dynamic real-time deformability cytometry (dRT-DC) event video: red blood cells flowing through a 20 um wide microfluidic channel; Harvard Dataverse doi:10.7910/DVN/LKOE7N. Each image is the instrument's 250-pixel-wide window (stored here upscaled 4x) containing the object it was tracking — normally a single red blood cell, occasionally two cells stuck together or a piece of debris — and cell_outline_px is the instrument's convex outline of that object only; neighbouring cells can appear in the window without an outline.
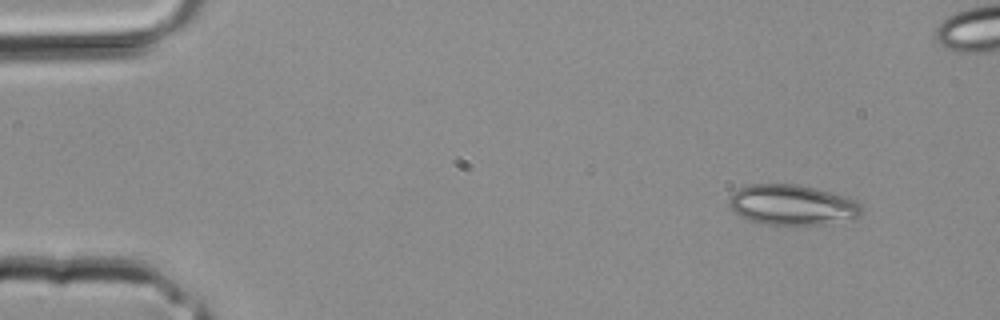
{"species": "common noctule bat (a hibernating species)", "species_latin": "Nyctalus noctula", "temperature_condition": "room temperature", "stored_images_in_passage": 3, "camera_frame_rate_fps": 3000, "um_per_image_px": 0.085, "animal": {"sex": "male", "body_mass_g": 20.4}, "frame": {"image": 1, "passage_image": 1, "time_ms": 0.0, "image_size_px": [1000, 320], "cell_outline_px": [[864, 212], [860, 216], [816, 224], [764, 224], [740, 216], [728, 204], [728, 196], [732, 192], [748, 184], [800, 184], [848, 196], [856, 200], [864, 208]], "centroid_in_image_um": [67.33, 17.38], "position_along_channel_um": 17.7, "area_um2": 31.04}}